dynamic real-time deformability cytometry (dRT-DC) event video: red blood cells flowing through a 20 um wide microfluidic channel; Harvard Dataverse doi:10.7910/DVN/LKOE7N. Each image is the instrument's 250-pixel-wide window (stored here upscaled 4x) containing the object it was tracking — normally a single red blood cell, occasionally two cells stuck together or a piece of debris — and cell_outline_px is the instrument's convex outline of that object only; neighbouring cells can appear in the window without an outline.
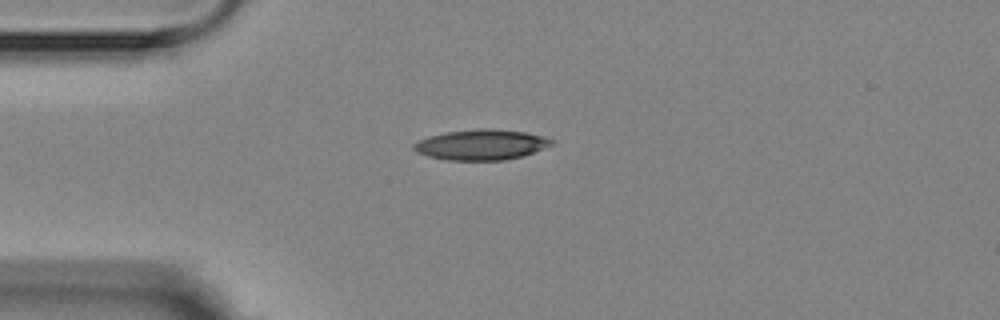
{"species": "Egyptian fruit bat (a non-hibernating species)", "species_latin": "Rousettus aegyptiacus", "temperature_condition": "room temperature", "stored_images_in_passage": 6, "camera_frame_rate_fps": 3000, "um_per_image_px": 0.085, "animal": {"sex": "female"}, "frame": {"image": 1, "passage_image": 1, "time_ms": 0.0, "image_size_px": [1000, 320], "cell_outline_px": [[556, 144], [520, 156], [504, 160], [448, 160], [428, 156], [416, 152], [412, 148], [412, 144], [428, 136], [444, 132], [480, 128], [492, 128], [524, 132], [544, 136], [556, 140]], "centroid_in_image_um": [40.91, 12.29], "position_along_channel_um": 44.1, "area_um2": 24.57}}
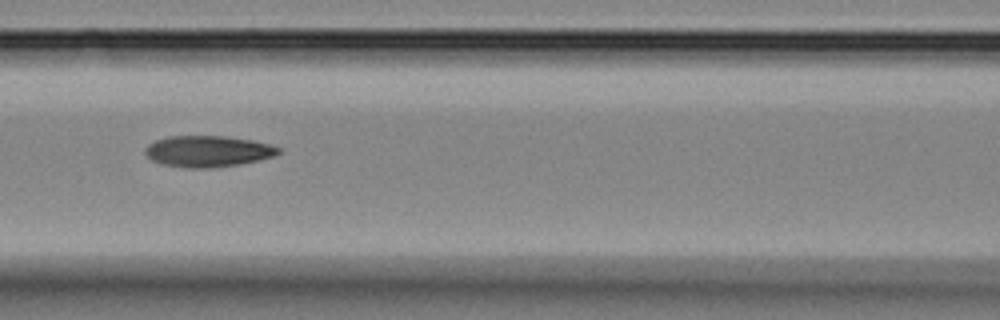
{"frame": {"image": 2, "passage_image": 4, "time_ms": 3.333, "image_size_px": [1000, 320], "cell_outline_px": [[280, 152], [272, 156], [240, 164], [212, 168], [188, 168], [164, 164], [152, 160], [144, 152], [144, 148], [148, 144], [156, 140], [168, 136], [224, 136], [252, 140], [268, 144], [280, 148]], "centroid_in_image_um": [17.63, 12.85], "position_along_channel_um": 149.0, "area_um2": 24.04}}
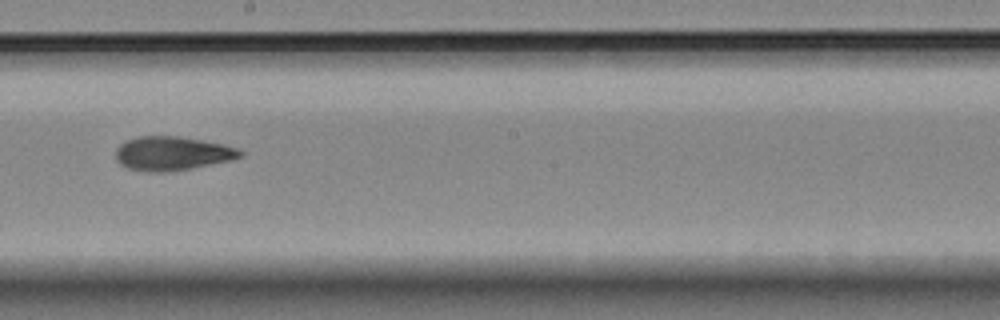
{"frame": {"image": 3, "passage_image": 6, "time_ms": 5.667, "image_size_px": [1000, 320], "cell_outline_px": [[244, 156], [228, 160], [168, 172], [148, 172], [128, 168], [120, 164], [116, 160], [116, 148], [124, 140], [140, 136], [176, 136], [224, 144], [240, 148], [244, 152]], "centroid_in_image_um": [14.61, 13.03], "position_along_channel_um": 233.6, "area_um2": 24.51}}